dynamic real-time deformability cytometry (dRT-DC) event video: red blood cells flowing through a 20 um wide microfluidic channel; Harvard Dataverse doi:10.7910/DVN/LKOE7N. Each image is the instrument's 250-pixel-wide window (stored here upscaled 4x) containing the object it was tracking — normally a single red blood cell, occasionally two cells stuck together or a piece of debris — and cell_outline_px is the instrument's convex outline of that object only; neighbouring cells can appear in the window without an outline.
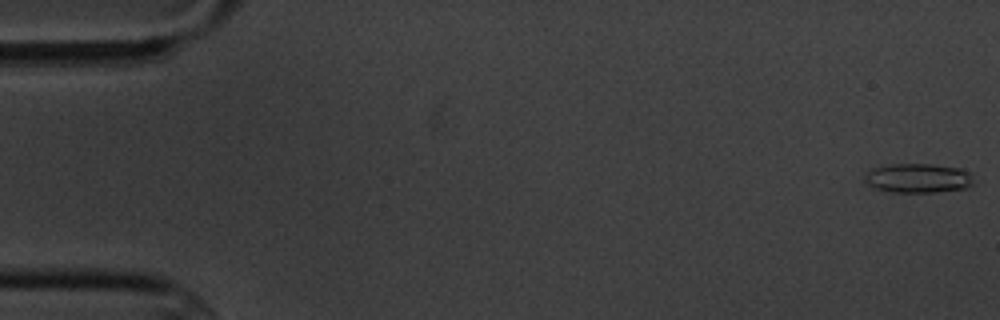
{"species": "common noctule bat (a hibernating species)", "species_latin": "Nyctalus noctula", "temperature_condition": "cold", "stored_images_in_passage": 6, "camera_frame_rate_fps": 3000, "um_per_image_px": 0.085, "animal": {"sex": "male", "body_mass_g": 20.1, "forearm_length_mm": 53.5}, "frame": {"image": 1, "passage_image": 1, "time_ms": 0.0, "image_size_px": [1000, 320], "cell_outline_px": [[972, 184], [968, 188], [936, 192], [892, 192], [876, 188], [868, 184], [864, 180], [864, 176], [872, 168], [892, 164], [928, 164], [960, 168], [972, 172]], "centroid_in_image_um": [78.06, 15.14], "position_along_channel_um": 6.9, "area_um2": 18.61}}